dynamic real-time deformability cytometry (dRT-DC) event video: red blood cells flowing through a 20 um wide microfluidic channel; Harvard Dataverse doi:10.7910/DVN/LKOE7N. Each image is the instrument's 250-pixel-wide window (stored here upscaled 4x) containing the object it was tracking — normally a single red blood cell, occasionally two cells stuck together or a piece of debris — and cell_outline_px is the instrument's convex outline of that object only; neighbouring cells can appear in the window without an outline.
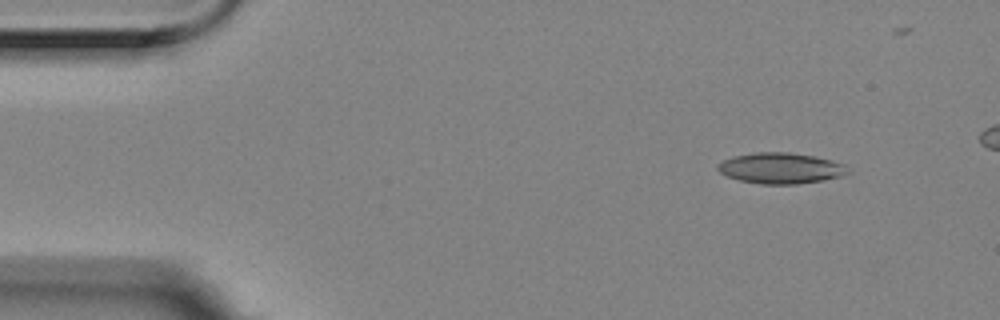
{"species": "Egyptian fruit bat (a non-hibernating species)", "species_latin": "Rousettus aegyptiacus", "temperature_condition": "room temperature", "stored_images_in_passage": 5, "camera_frame_rate_fps": 3000, "um_per_image_px": 0.085, "animal": {"sex": "female"}, "frame": {"image": 1, "passage_image": 2, "time_ms": 0.333, "image_size_px": [1000, 320], "cell_outline_px": [[848, 172], [840, 176], [824, 180], [796, 184], [760, 184], [740, 180], [728, 176], [720, 172], [716, 168], [716, 164], [732, 156], [756, 152], [788, 152], [812, 156], [832, 160], [844, 164]], "centroid_in_image_um": [66.32, 14.29], "position_along_channel_um": 18.7, "area_um2": 23.24}}
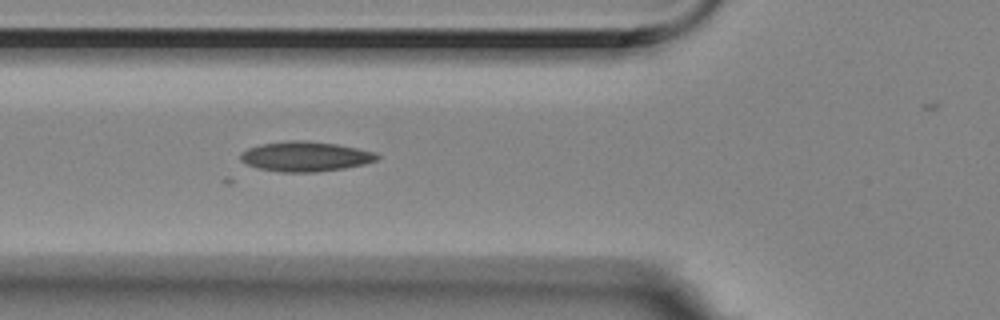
{"frame": {"image": 2, "passage_image": 5, "time_ms": 1.333, "image_size_px": [1000, 320], "cell_outline_px": [[380, 156], [376, 160], [364, 164], [344, 168], [316, 172], [280, 172], [256, 168], [240, 160], [240, 152], [248, 148], [260, 144], [288, 140], [308, 140], [336, 144], [376, 152]], "centroid_in_image_um": [25.93, 13.29], "position_along_channel_um": 99.9, "area_um2": 23.93}}